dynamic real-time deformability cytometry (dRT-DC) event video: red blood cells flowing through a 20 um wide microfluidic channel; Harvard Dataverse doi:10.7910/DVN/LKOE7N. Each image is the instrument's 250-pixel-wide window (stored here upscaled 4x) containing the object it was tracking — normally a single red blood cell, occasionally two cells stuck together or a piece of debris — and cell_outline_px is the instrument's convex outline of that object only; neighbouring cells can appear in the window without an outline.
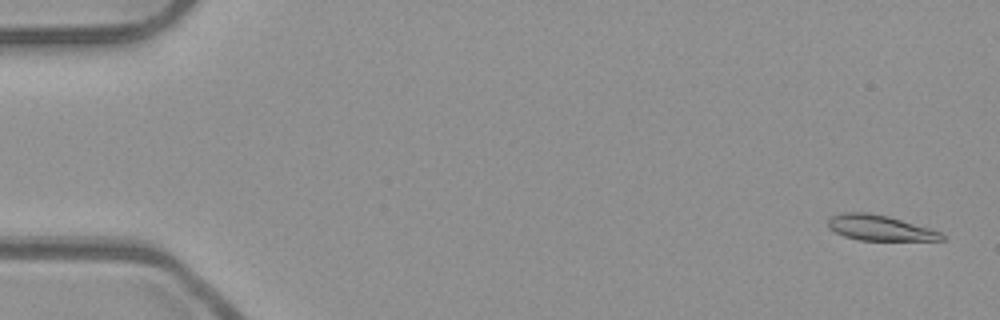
{"species": "common noctule bat (a hibernating species)", "species_latin": "Nyctalus noctula", "temperature_condition": "room temperature", "stored_images_in_passage": 53, "camera_frame_rate_fps": 3000, "um_per_image_px": 0.085, "animal": {"sex": "male", "body_mass_g": 23.1, "forearm_length_mm": 52.7}, "frame": {"image": 1, "passage_image": 2, "time_ms": 0.333, "image_size_px": [1000, 320], "cell_outline_px": [[944, 240], [860, 240], [844, 236], [828, 228], [828, 220], [832, 216], [844, 212], [868, 212], [888, 216], [928, 228], [940, 232], [944, 236]], "centroid_in_image_um": [74.74, 19.36], "position_along_channel_um": 10.3, "area_um2": 16.59}}
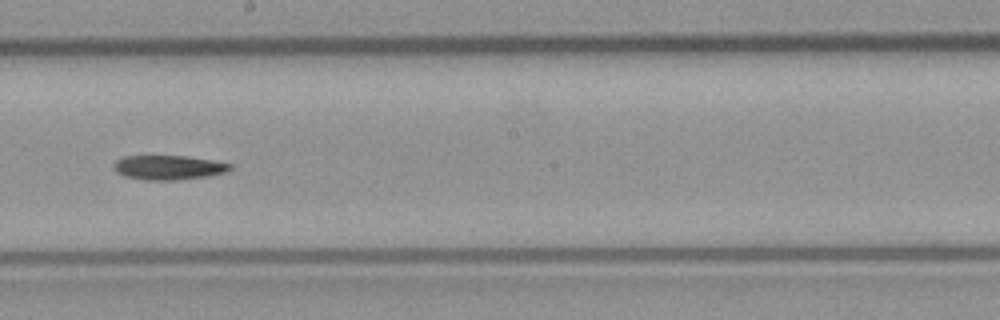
{"frame": {"image": 2, "passage_image": 30, "time_ms": 9.667, "image_size_px": [1000, 320], "cell_outline_px": [[232, 168], [224, 172], [208, 176], [176, 180], [144, 180], [124, 176], [116, 172], [112, 164], [116, 160], [124, 156], [188, 156], [232, 164]], "centroid_in_image_um": [14.28, 14.24], "position_along_channel_um": 233.9, "area_um2": 16.53}}
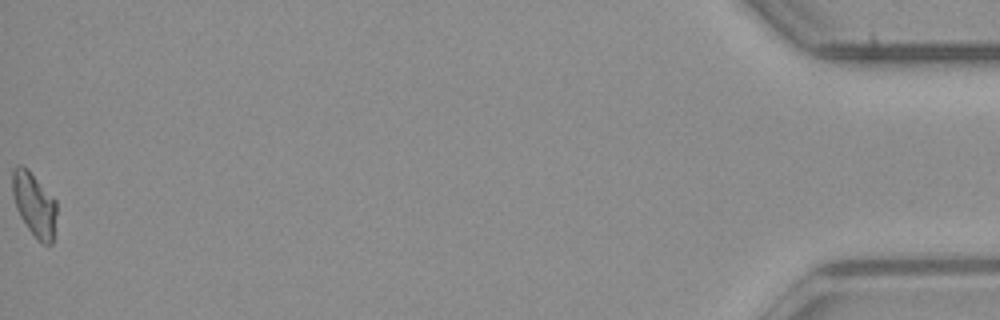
{"frame": {"image": 3, "passage_image": 53, "time_ms": 17.333, "image_size_px": [1000, 320], "cell_outline_px": [[56, 212], [52, 244], [44, 244], [28, 228], [20, 216], [16, 208], [12, 192], [12, 168], [20, 164], [28, 168], [56, 200]], "centroid_in_image_um": [2.89, 17.31], "position_along_channel_um": 432.3, "area_um2": 16.3}, "authors_computed_cell_mechanics": {"area_um2": 16.8776, "velocity_mm_per_s": 3.9505, "shape_relaxation_time_tau1_ms": 5.3869, "shape_relaxation_time_tau2_ms": null, "deformation_change_tau1": 0.1608, "deformation_change_tau2": null}}